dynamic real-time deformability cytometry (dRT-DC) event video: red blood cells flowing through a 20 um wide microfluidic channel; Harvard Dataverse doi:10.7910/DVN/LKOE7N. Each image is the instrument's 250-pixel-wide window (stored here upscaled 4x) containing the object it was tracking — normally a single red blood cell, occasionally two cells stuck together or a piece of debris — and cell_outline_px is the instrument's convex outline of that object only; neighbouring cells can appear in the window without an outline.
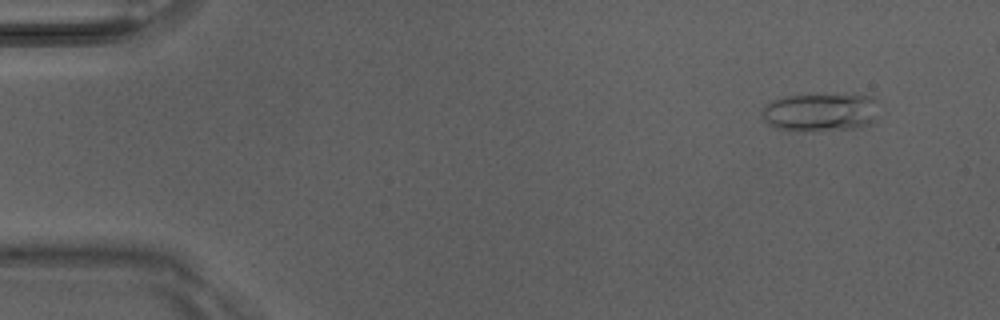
{"species": "Egyptian fruit bat (a non-hibernating species)", "species_latin": "Rousettus aegyptiacus", "temperature_condition": "room temperature", "stored_images_in_passage": 6, "camera_frame_rate_fps": 3000, "um_per_image_px": 0.085, "animal": {"sex": "male"}, "frame": {"image": 1, "passage_image": 2, "time_ms": 0.333, "image_size_px": [1000, 320], "cell_outline_px": [[876, 120], [872, 124], [852, 128], [800, 132], [776, 128], [768, 124], [764, 116], [764, 104], [772, 100], [784, 96], [852, 92], [872, 96], [876, 100]], "centroid_in_image_um": [69.79, 9.5], "position_along_channel_um": 15.2, "area_um2": 26.88}}